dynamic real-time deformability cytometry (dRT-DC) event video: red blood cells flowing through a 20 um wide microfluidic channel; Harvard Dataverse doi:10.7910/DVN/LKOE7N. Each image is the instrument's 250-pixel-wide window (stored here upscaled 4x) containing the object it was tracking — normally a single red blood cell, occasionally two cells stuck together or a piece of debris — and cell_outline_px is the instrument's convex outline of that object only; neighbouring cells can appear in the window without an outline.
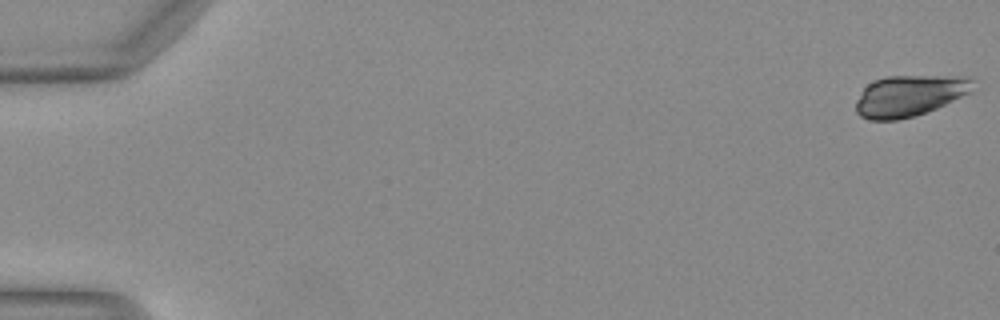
{"species": "Egyptian fruit bat (a non-hibernating species)", "species_latin": "Rousettus aegyptiacus", "temperature_condition": "warm", "stored_images_in_passage": 49, "camera_frame_rate_fps": 3000, "um_per_image_px": 0.085, "animal": {"sex": "female"}, "frame": {"image": 1, "passage_image": 1, "time_ms": 0.0, "image_size_px": [1000, 320], "cell_outline_px": [[972, 80], [968, 92], [936, 108], [916, 116], [896, 120], [868, 120], [860, 116], [856, 112], [856, 100], [864, 88], [868, 84], [876, 80], [888, 76], [968, 76]], "centroid_in_image_um": [77.22, 8.14], "position_along_channel_um": 7.8, "area_um2": 27.63}}
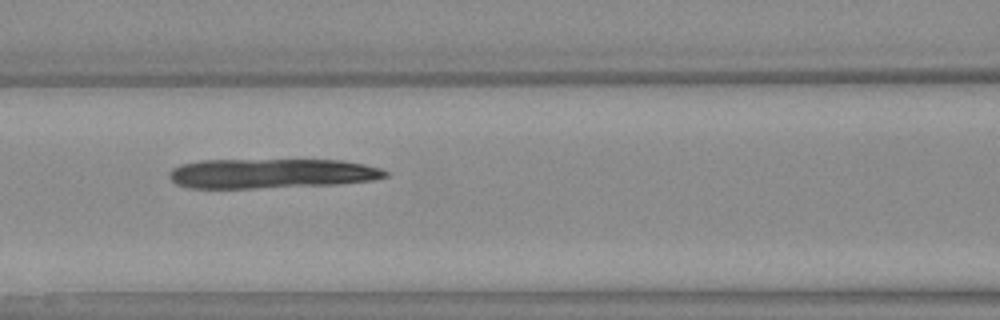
{"frame": {"image": 2, "passage_image": 22, "time_ms": 7.0, "image_size_px": [1000, 320], "cell_outline_px": [[388, 176], [372, 180], [340, 184], [256, 188], [188, 188], [176, 184], [168, 176], [168, 172], [172, 168], [180, 164], [200, 160], [344, 160], [364, 164], [380, 168], [388, 172]], "centroid_in_image_um": [23.04, 14.74], "position_along_channel_um": 143.6, "area_um2": 37.63}}
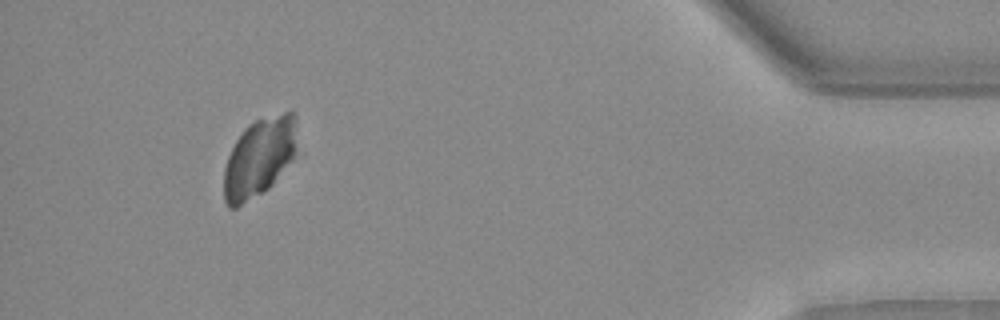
{"frame": {"image": 3, "passage_image": 46, "time_ms": 15.0, "image_size_px": [1000, 320], "cell_outline_px": [[296, 156], [272, 184], [264, 192], [236, 208], [228, 208], [224, 200], [224, 168], [228, 156], [236, 140], [244, 128], [248, 124], [256, 120], [284, 112], [292, 112], [296, 116]], "centroid_in_image_um": [22.03, 13.4], "position_along_channel_um": 413.2, "area_um2": 33.81}}